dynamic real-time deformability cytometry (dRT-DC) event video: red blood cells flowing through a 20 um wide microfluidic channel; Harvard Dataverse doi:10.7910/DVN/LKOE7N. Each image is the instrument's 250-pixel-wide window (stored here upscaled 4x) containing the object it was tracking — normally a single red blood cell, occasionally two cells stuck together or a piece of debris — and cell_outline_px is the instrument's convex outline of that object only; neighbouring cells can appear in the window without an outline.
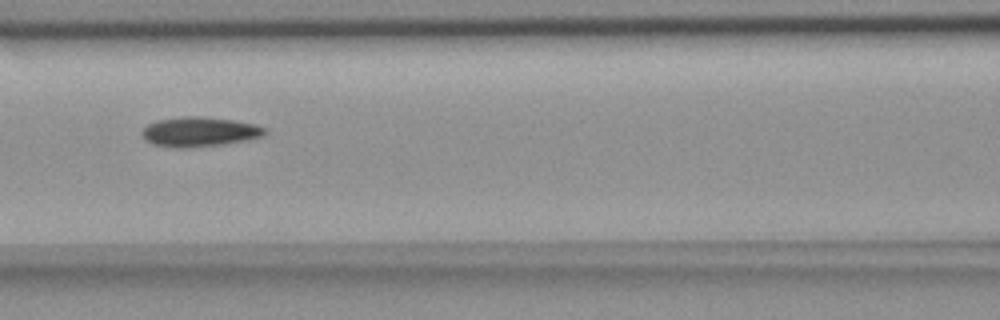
{"species": "common noctule bat (a hibernating species)", "species_latin": "Nyctalus noctula", "temperature_condition": "room temperature", "stored_images_in_passage": 12, "camera_frame_rate_fps": 3000, "um_per_image_px": 0.085, "animal": {"sex": "female", "body_mass_g": 18.4}, "frame": {"image": 1, "passage_image": 4, "time_ms": 4.333, "image_size_px": [1000, 320], "cell_outline_px": [[268, 132], [264, 136], [248, 140], [224, 144], [188, 148], [172, 148], [152, 144], [144, 140], [140, 132], [148, 124], [156, 120], [180, 116], [200, 116], [232, 120], [256, 124], [268, 128]], "centroid_in_image_um": [16.96, 11.21], "position_along_channel_um": 149.6, "area_um2": 21.73}}
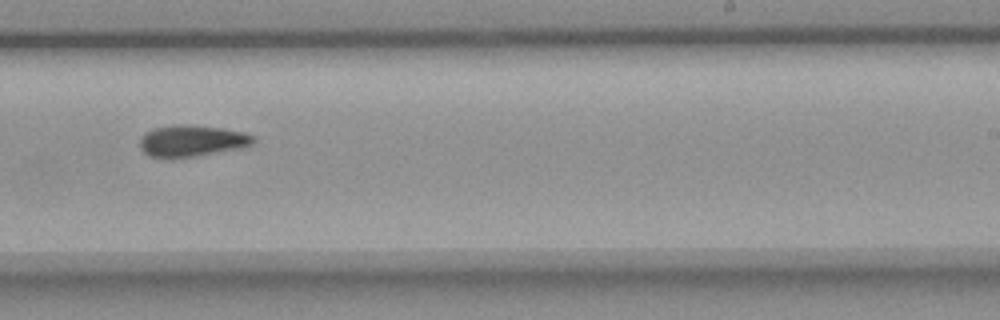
{"frame": {"image": 2, "passage_image": 7, "time_ms": 7.667, "image_size_px": [1000, 320], "cell_outline_px": [[256, 140], [252, 144], [240, 148], [196, 156], [172, 160], [148, 156], [140, 148], [140, 136], [144, 132], [152, 128], [180, 124], [184, 124], [220, 128], [244, 132], [256, 136]], "centroid_in_image_um": [16.26, 11.99], "position_along_channel_um": 272.7, "area_um2": 21.27}}
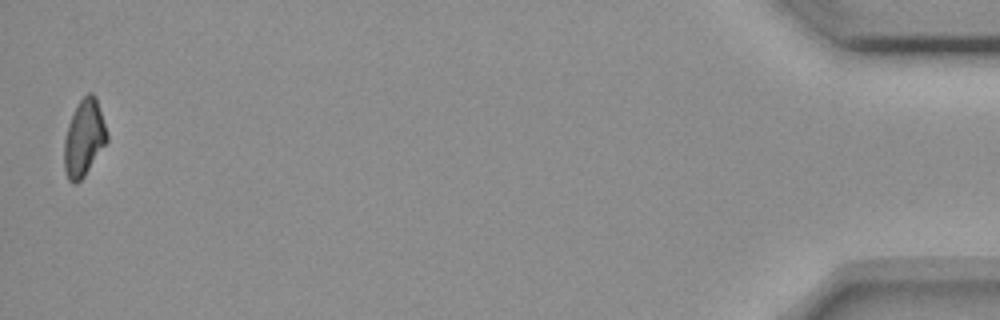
{"frame": {"image": 3, "passage_image": 12, "time_ms": 14.333, "image_size_px": [1000, 320], "cell_outline_px": [[108, 140], [84, 176], [76, 184], [72, 184], [68, 180], [64, 172], [64, 140], [68, 124], [80, 100], [88, 92], [92, 92], [96, 96], [108, 132]], "centroid_in_image_um": [7.14, 11.74], "position_along_channel_um": 428.1, "area_um2": 19.13}, "authors_computed_cell_mechanics": {"area_um2": 20.4323, "velocity_mm_per_s": 3.7002, "shape_relaxation_time_tau1_ms": 5.417, "shape_relaxation_time_tau2_ms": 6.6876, "deformation_change_tau1": 0.1554, "deformation_change_tau2": 0.1468}}